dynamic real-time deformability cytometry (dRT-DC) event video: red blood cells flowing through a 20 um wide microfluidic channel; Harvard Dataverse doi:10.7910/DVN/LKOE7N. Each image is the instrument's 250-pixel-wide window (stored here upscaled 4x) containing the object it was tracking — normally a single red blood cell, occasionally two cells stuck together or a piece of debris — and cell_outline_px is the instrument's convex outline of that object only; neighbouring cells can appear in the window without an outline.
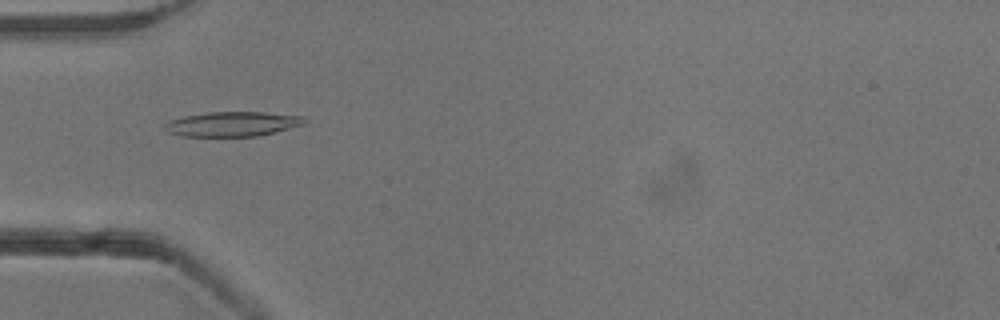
{"species": "common noctule bat (a hibernating species)", "species_latin": "Nyctalus noctula", "temperature_condition": "cold", "stored_images_in_passage": 53, "camera_frame_rate_fps": 3000, "um_per_image_px": 0.085, "animal": {"sex": "male", "body_mass_g": 13.3}, "frame": {"image": 1, "passage_image": 17, "time_ms": 5.333, "image_size_px": [1000, 320], "cell_outline_px": [[308, 120], [304, 124], [256, 136], [180, 136], [168, 132], [164, 128], [164, 124], [168, 120], [184, 116], [208, 112], [264, 112], [304, 116]], "centroid_in_image_um": [19.72, 10.53], "position_along_channel_um": 65.3, "area_um2": 20.06}}
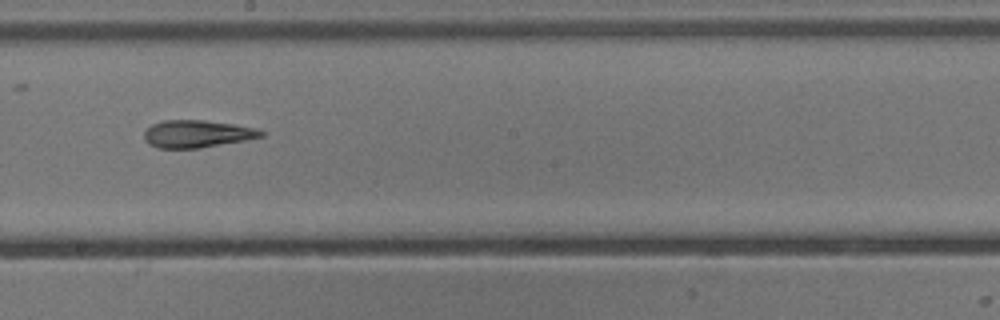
{"frame": {"image": 2, "passage_image": 30, "time_ms": 9.667, "image_size_px": [1000, 320], "cell_outline_px": [[264, 136], [244, 140], [200, 148], [156, 148], [148, 144], [144, 140], [144, 132], [152, 124], [164, 120], [204, 120], [260, 128], [264, 132]], "centroid_in_image_um": [16.74, 11.38], "position_along_channel_um": 231.5, "area_um2": 18.73}}
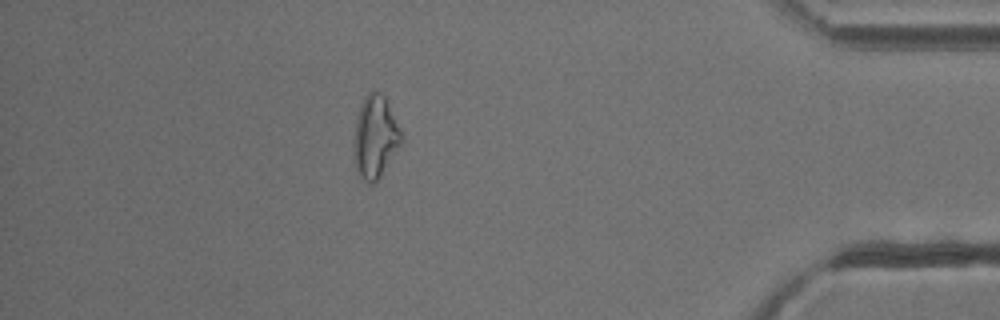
{"frame": {"image": 3, "passage_image": 47, "time_ms": 15.333, "image_size_px": [1000, 320], "cell_outline_px": [[404, 140], [380, 176], [372, 184], [368, 184], [360, 180], [356, 172], [356, 116], [360, 104], [364, 96], [372, 88], [380, 92], [384, 96], [400, 128]], "centroid_in_image_um": [31.91, 11.62], "position_along_channel_um": 403.3, "area_um2": 22.6}, "authors_computed_cell_mechanics": {"area_um2": 19.9988, "velocity_mm_per_s": 3.8247, "shape_relaxation_time_tau1_ms": null, "shape_relaxation_time_tau2_ms": 4.3945, "deformation_change_tau1": null, "deformation_change_tau2": 0.1457}}